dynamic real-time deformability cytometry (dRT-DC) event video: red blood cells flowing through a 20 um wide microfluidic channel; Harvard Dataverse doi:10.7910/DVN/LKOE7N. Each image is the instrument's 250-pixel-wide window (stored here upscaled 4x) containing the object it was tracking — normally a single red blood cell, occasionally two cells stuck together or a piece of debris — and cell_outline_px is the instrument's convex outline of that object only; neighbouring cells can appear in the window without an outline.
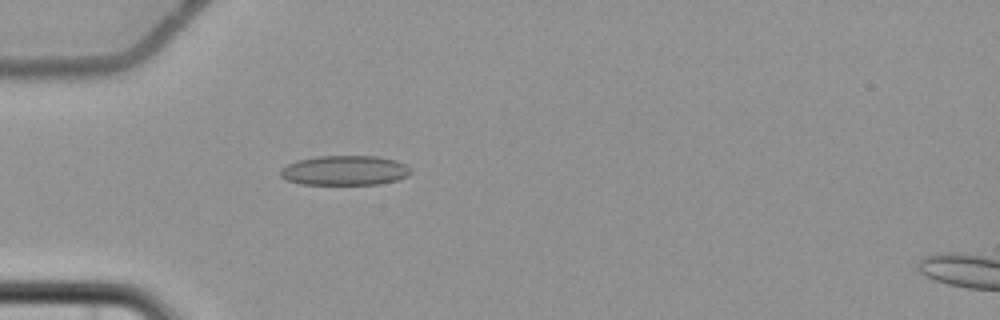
{"species": "common noctule bat (a hibernating species)", "species_latin": "Nyctalus noctula", "temperature_condition": "cold", "stored_images_in_passage": 5, "camera_frame_rate_fps": 3000, "um_per_image_px": 0.085, "animal": {"sex": "female", "body_mass_g": 22.7, "forearm_length_mm": 54.2}, "frame": {"image": 1, "passage_image": 5, "time_ms": 5.0, "image_size_px": [1000, 320], "cell_outline_px": [[412, 172], [408, 176], [396, 180], [380, 184], [300, 184], [284, 180], [280, 176], [280, 168], [288, 164], [300, 160], [316, 156], [376, 156], [396, 160], [412, 168]], "centroid_in_image_um": [29.3, 14.49], "position_along_channel_um": 55.7, "area_um2": 22.72}}